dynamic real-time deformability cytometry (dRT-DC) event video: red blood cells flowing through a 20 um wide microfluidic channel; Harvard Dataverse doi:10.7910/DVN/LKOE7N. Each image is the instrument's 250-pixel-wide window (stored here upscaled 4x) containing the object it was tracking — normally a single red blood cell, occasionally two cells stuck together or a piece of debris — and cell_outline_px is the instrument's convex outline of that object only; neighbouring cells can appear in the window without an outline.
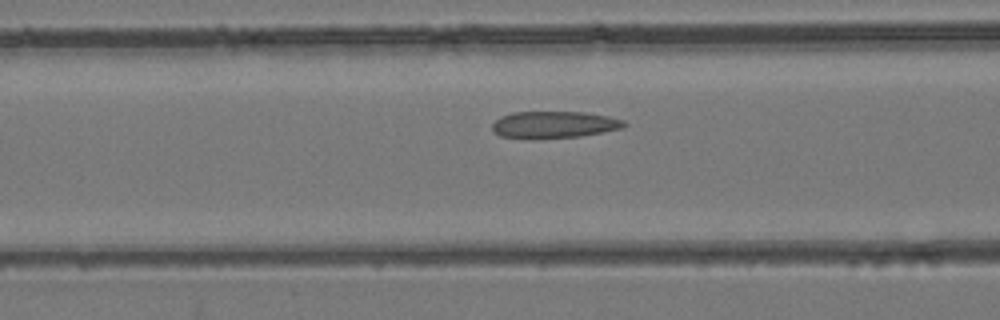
{"species": "common noctule bat (a hibernating species)", "species_latin": "Nyctalus noctula", "temperature_condition": "room temperature", "stored_images_in_passage": 36, "camera_frame_rate_fps": 3000, "um_per_image_px": 0.085, "animal": {"sex": "female", "body_mass_g": 24.6, "forearm_length_mm": 56.2}, "frame": {"image": 1, "passage_image": 9, "time_ms": 2.667, "image_size_px": [1000, 320], "cell_outline_px": [[628, 124], [624, 128], [580, 136], [532, 140], [500, 136], [492, 132], [492, 124], [500, 116], [512, 112], [584, 112], [608, 116], [624, 120]], "centroid_in_image_um": [47.06, 10.61], "position_along_channel_um": 119.5, "area_um2": 21.1}}
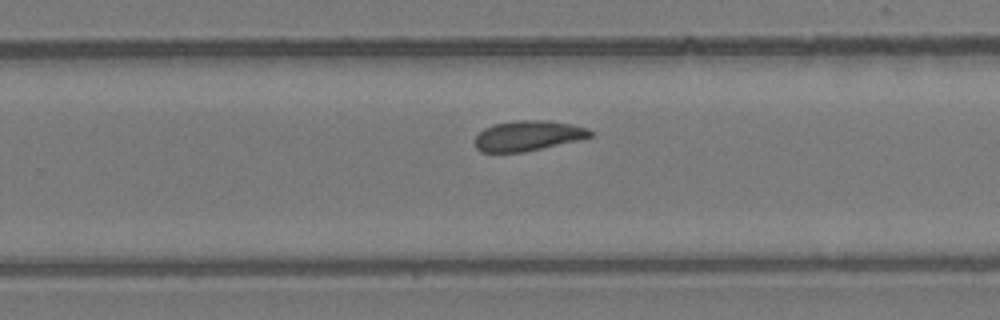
{"frame": {"image": 2, "passage_image": 20, "time_ms": 6.333, "image_size_px": [1000, 320], "cell_outline_px": [[592, 136], [580, 140], [524, 152], [480, 152], [476, 148], [476, 136], [484, 128], [492, 124], [516, 120], [548, 120], [572, 124], [588, 128], [592, 132]], "centroid_in_image_um": [44.89, 11.53], "position_along_channel_um": 284.9, "area_um2": 20.4}}
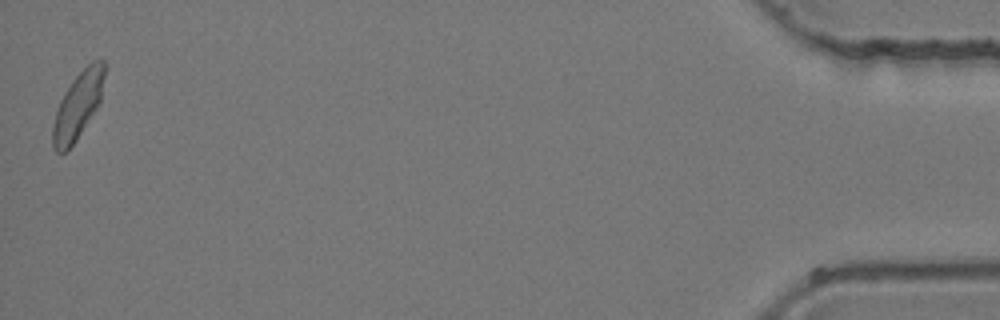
{"frame": {"image": 3, "passage_image": 36, "time_ms": 11.667, "image_size_px": [1000, 320], "cell_outline_px": [[104, 76], [100, 104], [76, 140], [64, 152], [56, 152], [52, 148], [52, 124], [60, 100], [64, 92], [72, 80], [92, 60], [104, 60]], "centroid_in_image_um": [6.61, 8.97], "position_along_channel_um": 428.6, "area_um2": 20.0}}